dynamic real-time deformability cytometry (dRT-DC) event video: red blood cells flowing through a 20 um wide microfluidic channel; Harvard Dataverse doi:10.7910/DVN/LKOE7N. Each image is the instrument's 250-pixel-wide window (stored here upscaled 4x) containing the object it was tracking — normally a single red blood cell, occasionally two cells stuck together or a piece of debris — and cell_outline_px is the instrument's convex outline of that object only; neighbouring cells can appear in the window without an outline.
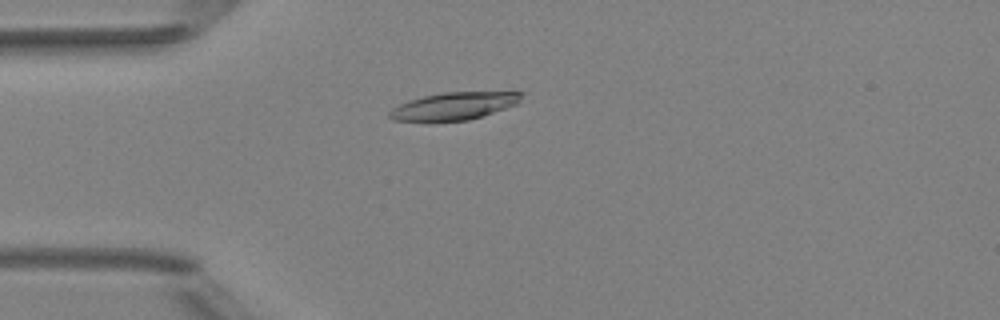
{"species": "Egyptian fruit bat (a non-hibernating species)", "species_latin": "Rousettus aegyptiacus", "temperature_condition": "room temperature", "stored_images_in_passage": 4, "camera_frame_rate_fps": 3000, "um_per_image_px": 0.085, "animal": {"sex": "female"}, "frame": {"image": 1, "passage_image": 4, "time_ms": 3.333, "image_size_px": [1000, 320], "cell_outline_px": [[524, 92], [520, 100], [516, 104], [468, 120], [392, 120], [388, 116], [388, 112], [392, 108], [408, 100], [424, 96], [444, 92]], "centroid_in_image_um": [38.56, 8.99], "position_along_channel_um": 46.4, "area_um2": 20.58}}